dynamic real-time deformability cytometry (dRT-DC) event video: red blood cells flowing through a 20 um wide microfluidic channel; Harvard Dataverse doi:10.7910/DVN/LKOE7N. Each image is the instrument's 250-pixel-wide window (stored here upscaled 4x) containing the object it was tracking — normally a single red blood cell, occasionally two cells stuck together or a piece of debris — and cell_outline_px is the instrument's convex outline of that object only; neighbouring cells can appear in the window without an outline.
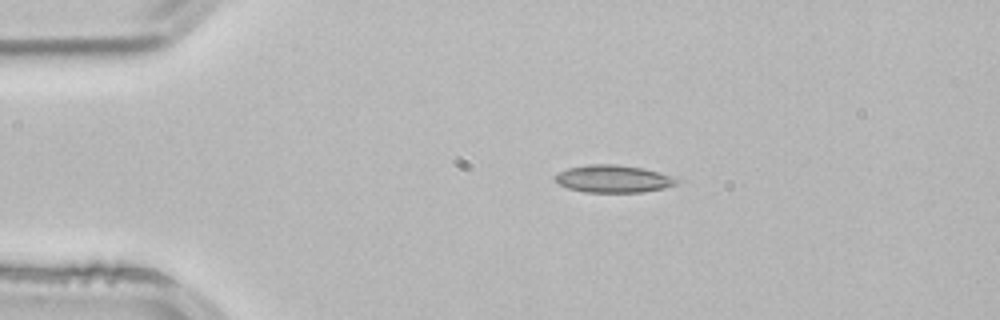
{"species": "common noctule bat (a hibernating species)", "species_latin": "Nyctalus noctula", "temperature_condition": "room temperature", "stored_images_in_passage": 3, "segment_of_instrument_passage": [1, 2], "camera_frame_rate_fps": 3000, "um_per_image_px": 0.085, "animal": {"sex": "male", "body_mass_g": 21.5, "forearm_length_mm": 52.0}, "frame": {"image": 1, "passage_image": 1, "time_ms": 0.0, "image_size_px": [1000, 320], "cell_outline_px": [[684, 180], [680, 184], [664, 188], [644, 192], [584, 192], [568, 188], [560, 184], [552, 176], [556, 172], [568, 168], [596, 164], [616, 164], [644, 168], [660, 172]], "centroid_in_image_um": [52.2, 15.2], "position_along_channel_um": 32.8, "area_um2": 19.77}}